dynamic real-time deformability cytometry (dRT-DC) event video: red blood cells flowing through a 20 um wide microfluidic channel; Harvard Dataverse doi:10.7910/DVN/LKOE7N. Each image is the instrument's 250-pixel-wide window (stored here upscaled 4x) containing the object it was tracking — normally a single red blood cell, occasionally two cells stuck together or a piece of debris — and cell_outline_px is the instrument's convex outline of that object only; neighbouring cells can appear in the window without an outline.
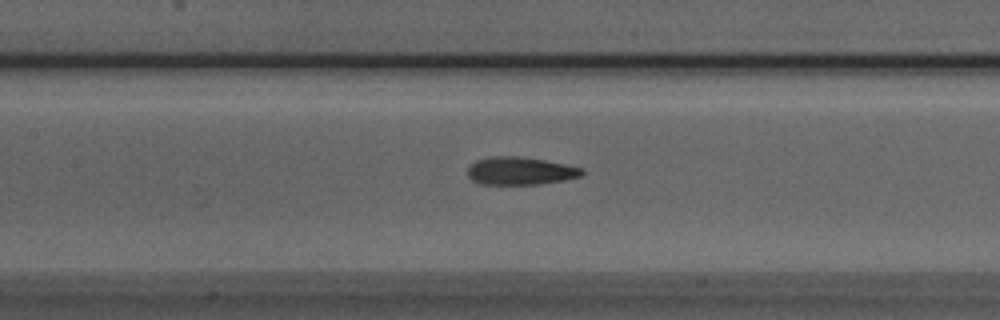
{"species": "Egyptian fruit bat (a non-hibernating species)", "species_latin": "Rousettus aegyptiacus", "temperature_condition": "room temperature", "stored_images_in_passage": 42, "camera_frame_rate_fps": 3000, "um_per_image_px": 0.085, "animal": {"sex": "male"}, "frame": {"image": 1, "passage_image": 20, "time_ms": 6.333, "image_size_px": [1000, 320], "cell_outline_px": [[584, 172], [580, 176], [564, 180], [540, 184], [480, 184], [472, 180], [468, 176], [468, 168], [476, 160], [492, 156], [516, 156], [544, 160], [564, 164], [580, 168]], "centroid_in_image_um": [44.19, 14.53], "position_along_channel_um": 163.2, "area_um2": 18.32}}
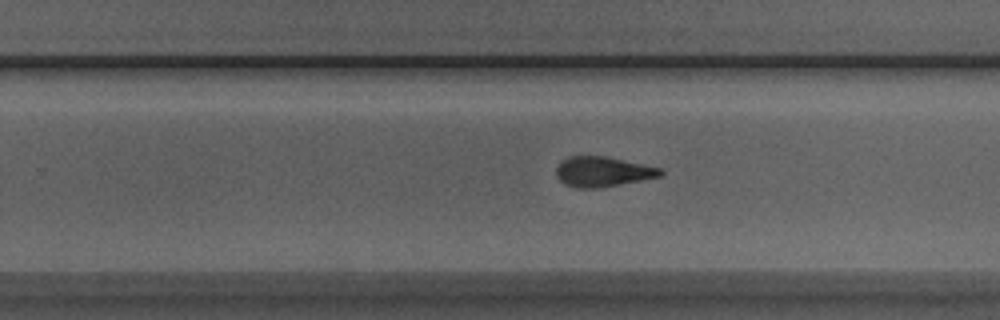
{"frame": {"image": 2, "passage_image": 29, "time_ms": 9.333, "image_size_px": [1000, 320], "cell_outline_px": [[664, 172], [660, 176], [640, 180], [596, 188], [576, 188], [564, 184], [556, 176], [556, 168], [568, 156], [604, 156], [660, 168]], "centroid_in_image_um": [51.18, 14.59], "position_along_channel_um": 278.6, "area_um2": 17.86}}
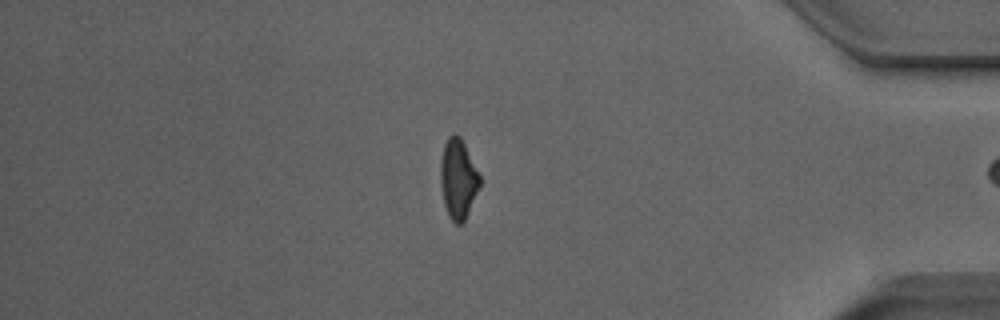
{"frame": {"image": 3, "passage_image": 41, "time_ms": 13.333, "image_size_px": [1000, 320], "cell_outline_px": [[480, 184], [468, 212], [464, 220], [460, 224], [456, 224], [448, 216], [444, 204], [440, 184], [440, 160], [444, 144], [448, 136], [452, 132], [456, 132], [460, 136], [480, 176]], "centroid_in_image_um": [38.91, 15.17], "position_along_channel_um": 396.3, "area_um2": 18.15}, "authors_computed_cell_mechanics": {"area_um2": 18.3515, "velocity_mm_per_s": 3.8633, "shape_relaxation_time_tau1_ms": 5.0314, "shape_relaxation_time_tau2_ms": 3.2712, "deformation_change_tau1": 0.1833, "deformation_change_tau2": 0.1254}}